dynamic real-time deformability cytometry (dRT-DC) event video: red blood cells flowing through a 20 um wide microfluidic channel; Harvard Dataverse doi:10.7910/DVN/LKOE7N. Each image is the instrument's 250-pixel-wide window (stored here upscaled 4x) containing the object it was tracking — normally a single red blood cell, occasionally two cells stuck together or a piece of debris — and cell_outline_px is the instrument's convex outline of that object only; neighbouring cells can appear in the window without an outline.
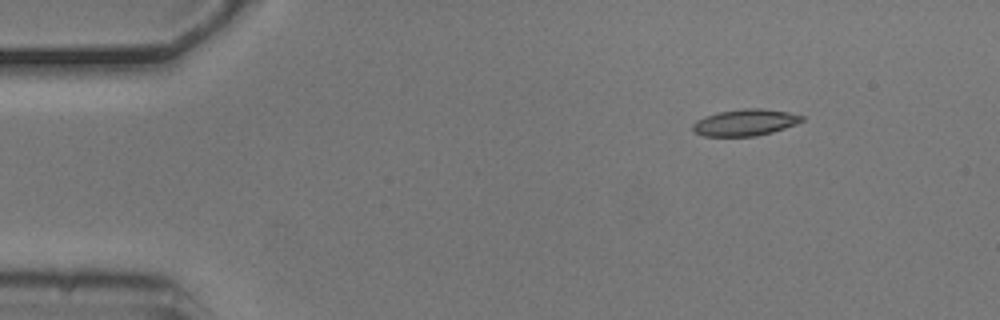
{"species": "common noctule bat (a hibernating species)", "species_latin": "Nyctalus noctula", "temperature_condition": "cold", "stored_images_in_passage": 9, "camera_frame_rate_fps": 3000, "um_per_image_px": 0.085, "animal": {"sex": "male", "body_mass_g": 20.5, "forearm_length_mm": 52.5}, "frame": {"image": 1, "passage_image": 1, "time_ms": 0.0, "image_size_px": [1000, 320], "cell_outline_px": [[804, 120], [796, 124], [772, 132], [756, 136], [704, 136], [696, 132], [692, 128], [692, 124], [696, 120], [704, 116], [720, 112], [744, 108], [760, 108], [788, 112], [804, 116]], "centroid_in_image_um": [63.34, 10.41], "position_along_channel_um": 21.7, "area_um2": 16.82}}
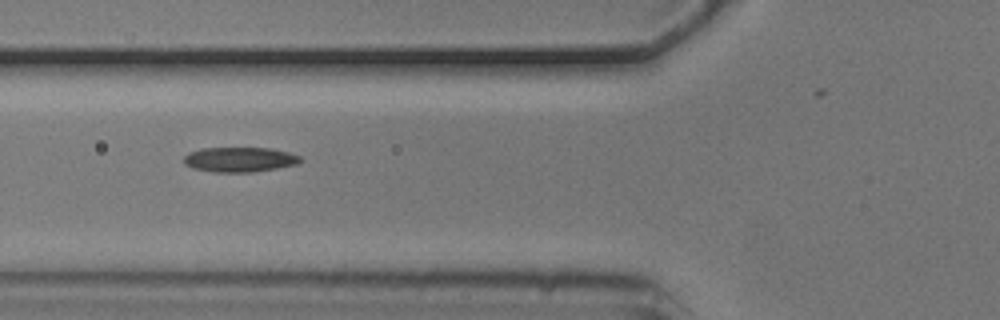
{"frame": {"image": 2, "passage_image": 4, "time_ms": 1.0, "image_size_px": [1000, 320], "cell_outline_px": [[304, 160], [296, 164], [276, 168], [252, 172], [212, 172], [192, 168], [184, 164], [184, 156], [188, 152], [200, 148], [272, 148], [288, 152], [300, 156]], "centroid_in_image_um": [20.35, 13.55], "position_along_channel_um": 105.5, "area_um2": 16.99}}
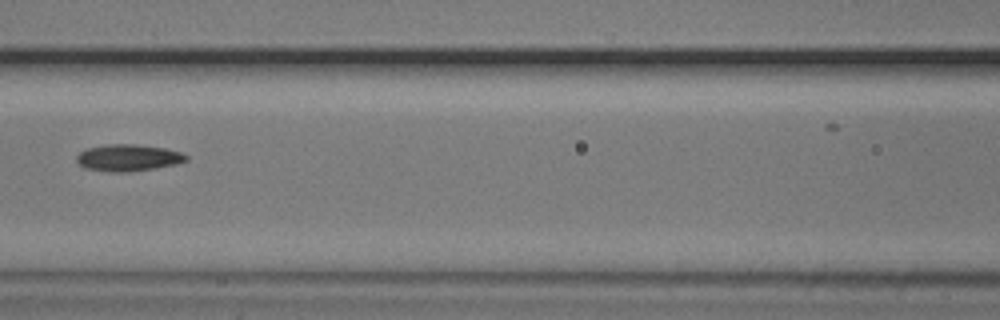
{"frame": {"image": 3, "passage_image": 5, "time_ms": 1.333, "image_size_px": [1000, 320], "cell_outline_px": [[188, 160], [176, 164], [156, 168], [124, 172], [112, 172], [84, 168], [76, 160], [76, 156], [80, 152], [88, 148], [108, 144], [132, 144], [164, 148], [180, 152], [188, 156]], "centroid_in_image_um": [10.89, 13.41], "position_along_channel_um": 155.7, "area_um2": 16.94}}